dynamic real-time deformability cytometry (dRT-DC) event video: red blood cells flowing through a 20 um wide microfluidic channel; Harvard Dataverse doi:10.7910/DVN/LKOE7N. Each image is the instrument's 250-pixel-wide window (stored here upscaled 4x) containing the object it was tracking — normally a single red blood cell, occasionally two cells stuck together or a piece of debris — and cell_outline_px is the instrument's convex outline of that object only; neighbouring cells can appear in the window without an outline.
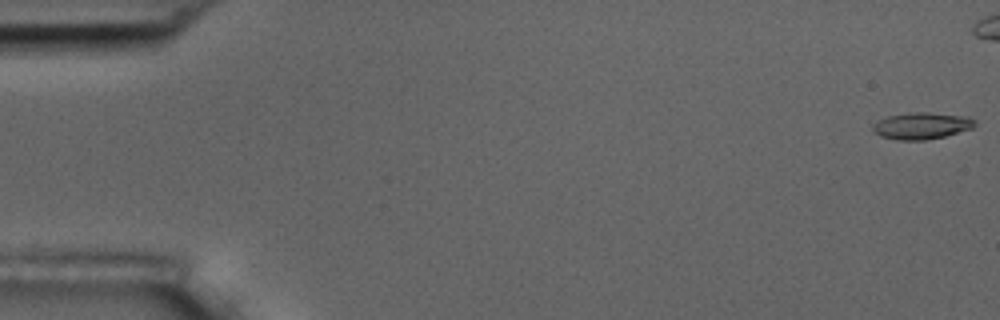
{"species": "common noctule bat (a hibernating species)", "species_latin": "Nyctalus noctula", "temperature_condition": "room temperature", "stored_images_in_passage": 6, "camera_frame_rate_fps": 3000, "um_per_image_px": 0.085, "animal": {"sex": "male", "body_mass_g": 17.5, "forearm_length_mm": 52.3}, "frame": {"image": 1, "passage_image": 1, "time_ms": 0.0, "image_size_px": [1000, 320], "cell_outline_px": [[976, 124], [972, 128], [944, 136], [924, 140], [896, 140], [880, 136], [872, 132], [872, 124], [888, 116], [916, 112], [928, 112], [968, 116], [976, 120]], "centroid_in_image_um": [78.33, 10.69], "position_along_channel_um": 6.7, "area_um2": 15.9}}